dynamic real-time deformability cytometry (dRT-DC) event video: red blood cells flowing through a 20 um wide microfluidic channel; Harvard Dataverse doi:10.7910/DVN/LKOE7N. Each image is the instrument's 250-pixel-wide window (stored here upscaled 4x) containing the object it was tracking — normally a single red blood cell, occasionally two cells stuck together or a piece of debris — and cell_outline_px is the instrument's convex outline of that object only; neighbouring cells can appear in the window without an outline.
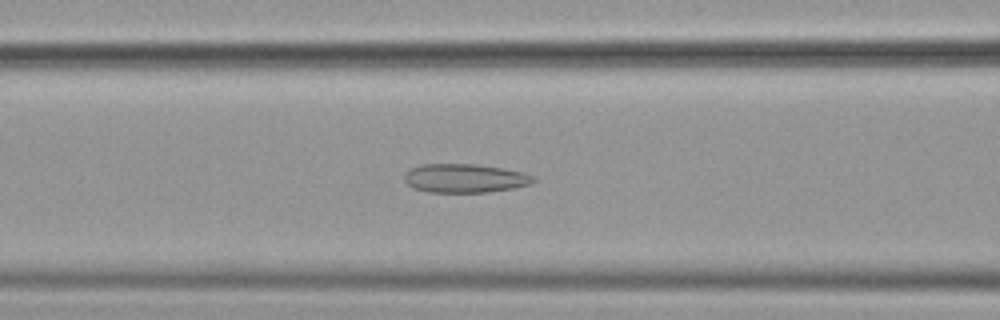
{"species": "common noctule bat (a hibernating species)", "species_latin": "Nyctalus noctula", "temperature_condition": "cold", "stored_images_in_passage": 47, "camera_frame_rate_fps": 3000, "um_per_image_px": 0.085, "animal": {"sex": "female", "body_mass_g": 19.9}, "frame": {"image": 1, "passage_image": 14, "time_ms": 4.333, "image_size_px": [1000, 320], "cell_outline_px": [[536, 180], [532, 184], [512, 188], [488, 192], [428, 192], [412, 188], [404, 180], [404, 172], [420, 164], [476, 164], [504, 168], [524, 172], [532, 176]], "centroid_in_image_um": [39.5, 15.15], "position_along_channel_um": 127.1, "area_um2": 21.79}}
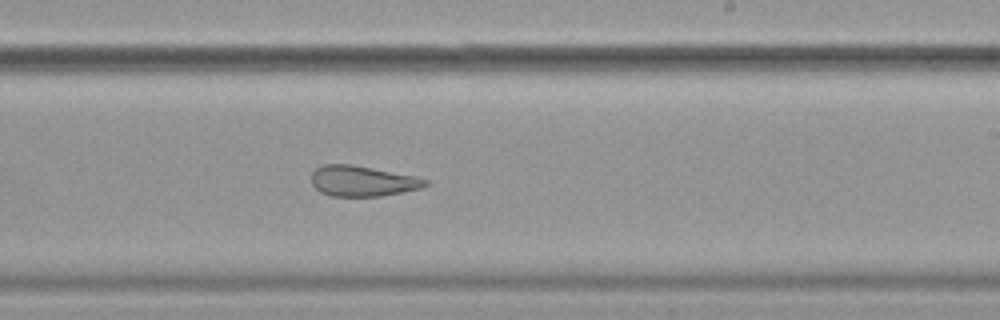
{"frame": {"image": 2, "passage_image": 25, "time_ms": 8.0, "image_size_px": [1000, 320], "cell_outline_px": [[428, 184], [424, 188], [380, 196], [332, 196], [320, 192], [312, 184], [312, 172], [316, 168], [324, 164], [352, 164], [416, 176], [428, 180]], "centroid_in_image_um": [30.83, 15.38], "position_along_channel_um": 258.2, "area_um2": 20.35}}
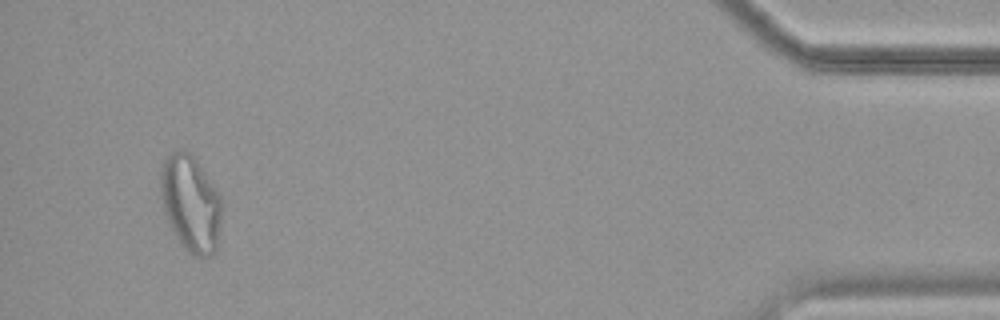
{"frame": {"image": 3, "passage_image": 44, "time_ms": 14.333, "image_size_px": [1000, 320], "cell_outline_px": [[220, 224], [216, 252], [212, 256], [200, 260], [192, 256], [188, 252], [176, 236], [168, 220], [164, 208], [160, 192], [160, 172], [164, 156], [172, 152], [192, 152], [220, 196]], "centroid_in_image_um": [16.2, 17.32], "position_along_channel_um": 419.0, "area_um2": 34.33}, "authors_computed_cell_mechanics": {"area_um2": 23.987, "velocity_mm_per_s": 3.591, "shape_relaxation_time_tau1_ms": null, "shape_relaxation_time_tau2_ms": 2.675, "deformation_change_tau1": null, "deformation_change_tau2": 0.1191}}